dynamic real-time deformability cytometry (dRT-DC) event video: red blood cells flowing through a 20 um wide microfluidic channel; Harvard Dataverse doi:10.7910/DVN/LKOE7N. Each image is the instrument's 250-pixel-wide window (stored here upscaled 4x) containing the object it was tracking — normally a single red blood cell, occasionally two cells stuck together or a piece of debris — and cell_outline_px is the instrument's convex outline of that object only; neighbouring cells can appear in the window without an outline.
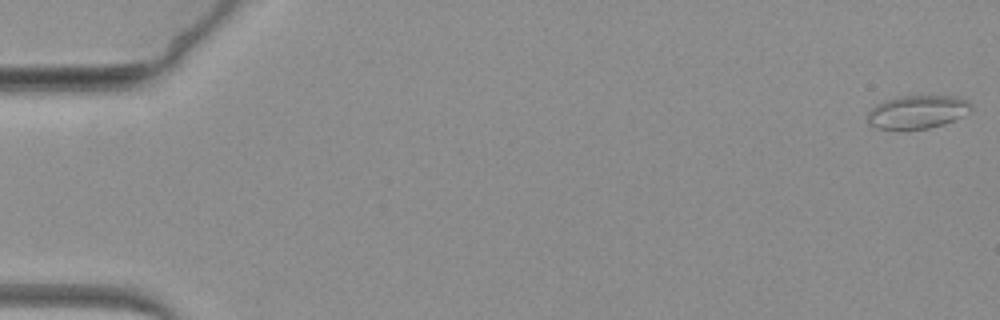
{"species": "common noctule bat (a hibernating species)", "species_latin": "Nyctalus noctula", "temperature_condition": "warm", "stored_images_in_passage": 65, "camera_frame_rate_fps": 3000, "um_per_image_px": 0.085, "animal": {"sex": "female", "body_mass_g": 19.3, "forearm_length_mm": 54.1}, "frame": {"image": 1, "passage_image": 1, "time_ms": 0.0, "image_size_px": [1000, 320], "cell_outline_px": [[972, 112], [944, 124], [928, 128], [876, 128], [868, 124], [868, 112], [876, 104], [884, 100], [896, 96], [956, 96], [968, 100], [972, 104]], "centroid_in_image_um": [78.01, 9.49], "position_along_channel_um": 7.0, "area_um2": 20.11}}
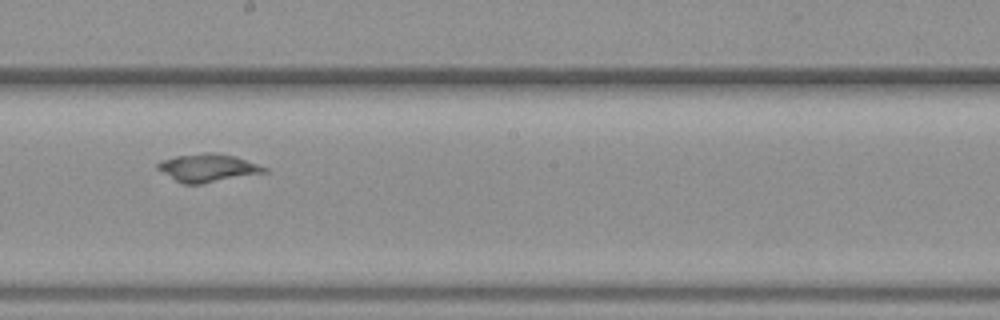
{"frame": {"image": 2, "passage_image": 37, "time_ms": 12.0, "image_size_px": [1000, 320], "cell_outline_px": [[268, 172], [200, 184], [180, 184], [156, 168], [156, 164], [160, 160], [176, 156], [204, 152], [216, 152], [236, 156], [268, 168]], "centroid_in_image_um": [17.64, 14.26], "position_along_channel_um": 230.6, "area_um2": 17.57}}
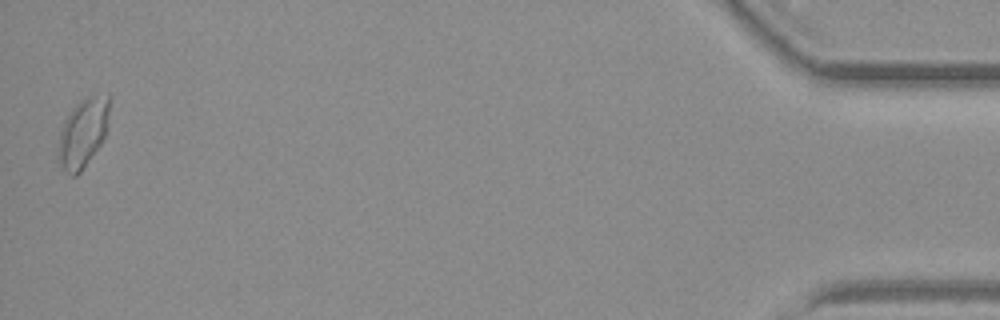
{"frame": {"image": 3, "passage_image": 64, "time_ms": 21.0, "image_size_px": [1000, 320], "cell_outline_px": [[112, 96], [108, 128], [104, 140], [80, 172], [76, 176], [72, 176], [56, 160], [56, 152], [60, 132], [64, 120], [72, 108], [84, 96], [92, 92], [108, 92]], "centroid_in_image_um": [7.11, 11.17], "position_along_channel_um": 428.1, "area_um2": 21.73}}